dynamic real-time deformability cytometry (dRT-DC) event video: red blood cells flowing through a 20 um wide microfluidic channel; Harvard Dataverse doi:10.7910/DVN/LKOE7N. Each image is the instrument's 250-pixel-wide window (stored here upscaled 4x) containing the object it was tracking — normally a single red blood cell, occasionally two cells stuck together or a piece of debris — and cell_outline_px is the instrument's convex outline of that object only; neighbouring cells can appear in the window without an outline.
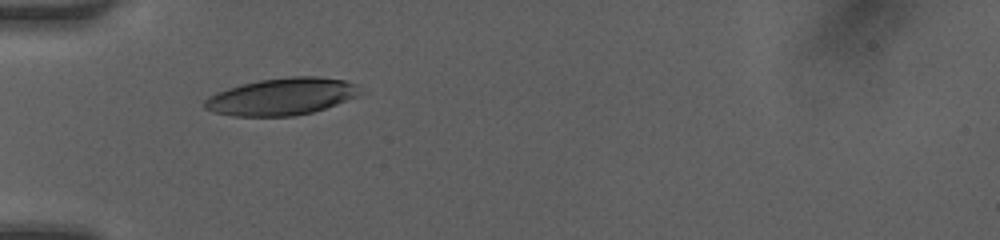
{"species": "human", "species_latin": "Homo sapiens", "temperature_condition": "room temperature", "stored_images_in_passage": 27, "camera_frame_rate_fps": 3000, "um_per_image_px": 0.085, "donor": {"sex": "female"}, "frame": {"image": 1, "passage_image": 1, "time_ms": 0.0, "image_size_px": [1000, 240], "cell_outline_px": [[368, 92], [360, 96], [312, 112], [296, 116], [232, 116], [212, 112], [204, 108], [204, 100], [208, 96], [216, 92], [240, 84], [260, 80], [288, 76], [316, 76], [344, 80], [356, 84]], "centroid_in_image_um": [23.98, 8.2], "position_along_channel_um": 61.0, "area_um2": 34.1}}
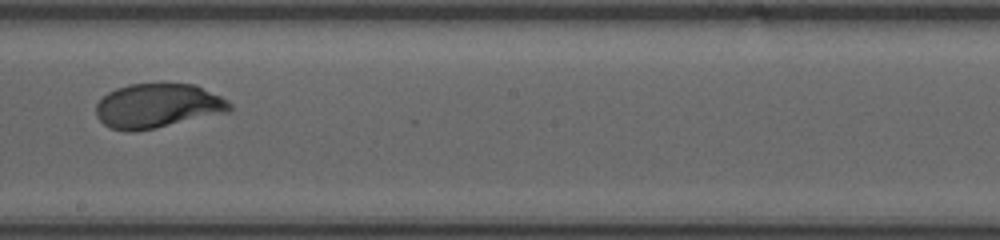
{"frame": {"image": 2, "passage_image": 14, "time_ms": 4.333, "image_size_px": [1000, 240], "cell_outline_px": [[232, 108], [228, 112], [156, 128], [132, 132], [128, 132], [108, 128], [96, 116], [96, 104], [108, 92], [116, 88], [128, 84], [192, 84], [220, 96], [228, 100], [232, 104]], "centroid_in_image_um": [13.37, 9.01], "position_along_channel_um": 234.8, "area_um2": 34.51}}
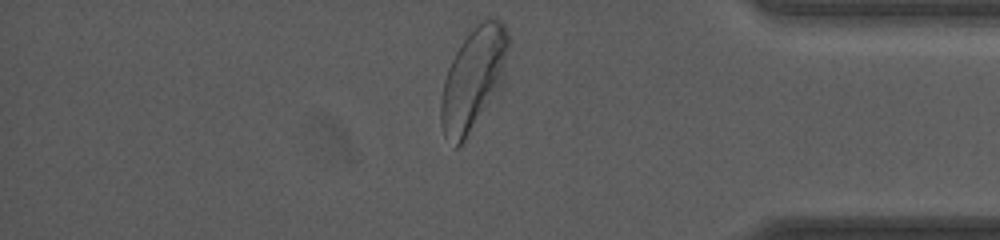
{"frame": {"image": 3, "passage_image": 27, "time_ms": 8.667, "image_size_px": [1000, 240], "cell_outline_px": [[508, 48], [504, 88], [464, 140], [456, 148], [444, 136], [440, 120], [440, 100], [444, 80], [448, 68], [460, 44], [476, 24], [480, 20], [488, 16], [500, 20], [504, 24], [508, 36]], "centroid_in_image_um": [40.27, 6.71], "position_along_channel_um": 394.9, "area_um2": 40.98}, "authors_computed_cell_mechanics": {"area_um2": 35.2002, "velocity_mm_per_s": 4.1611, "shape_relaxation_time_tau1_ms": 3.4048, "shape_relaxation_time_tau2_ms": null, "deformation_change_tau1": 0.1732, "deformation_change_tau2": null}}